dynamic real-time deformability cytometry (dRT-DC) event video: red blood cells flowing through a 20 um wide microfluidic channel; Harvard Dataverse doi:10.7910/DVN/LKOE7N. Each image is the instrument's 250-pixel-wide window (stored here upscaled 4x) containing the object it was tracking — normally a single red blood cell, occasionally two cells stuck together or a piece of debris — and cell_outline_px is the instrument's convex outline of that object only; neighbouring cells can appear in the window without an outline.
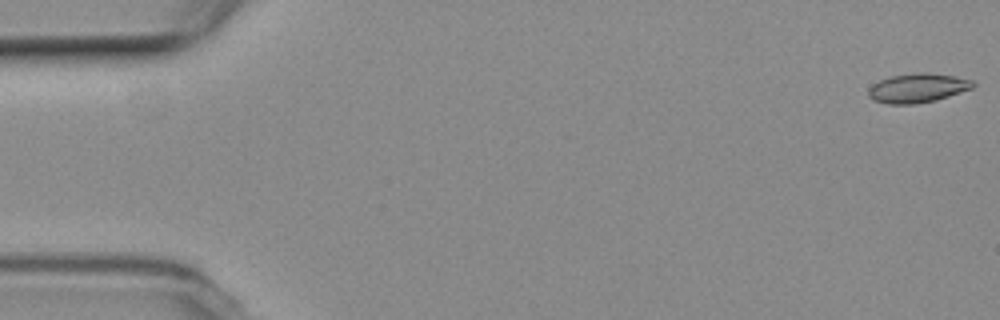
{"species": "common noctule bat (a hibernating species)", "species_latin": "Nyctalus noctula", "temperature_condition": "room temperature", "stored_images_in_passage": 6, "camera_frame_rate_fps": 3000, "um_per_image_px": 0.085, "animal": {"sex": "female", "body_mass_g": 19.3, "forearm_length_mm": 54.1}, "frame": {"image": 1, "passage_image": 1, "time_ms": 0.0, "image_size_px": [1000, 320], "cell_outline_px": [[976, 84], [972, 88], [936, 100], [912, 104], [888, 104], [872, 100], [868, 96], [868, 88], [872, 84], [888, 76], [916, 72], [928, 72], [956, 76], [972, 80]], "centroid_in_image_um": [77.96, 7.47], "position_along_channel_um": 7.0, "area_um2": 17.98}}
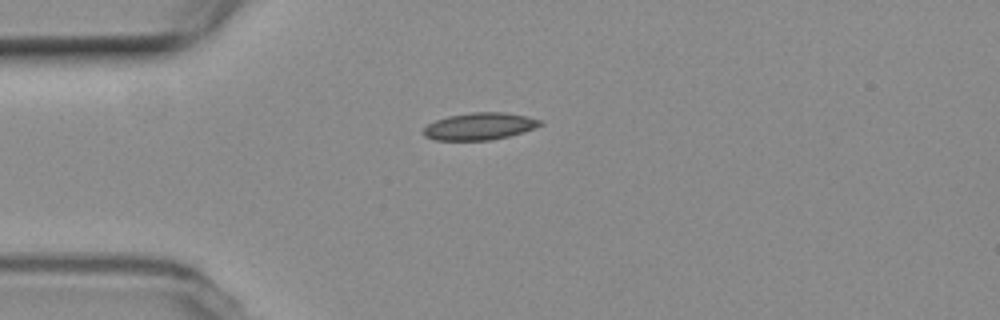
{"frame": {"image": 2, "passage_image": 4, "time_ms": 4.667, "image_size_px": [1000, 320], "cell_outline_px": [[544, 124], [508, 136], [488, 140], [436, 140], [424, 136], [424, 128], [428, 124], [436, 120], [448, 116], [472, 112], [504, 112], [528, 116], [544, 120]], "centroid_in_image_um": [40.78, 10.72], "position_along_channel_um": 44.2, "area_um2": 18.32}}
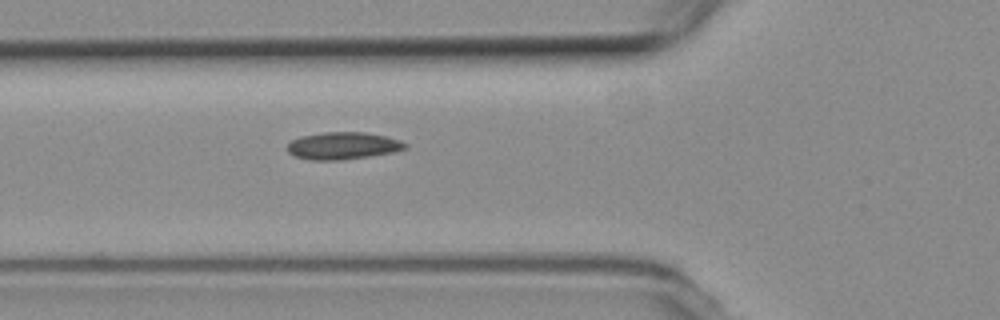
{"frame": {"image": 3, "passage_image": 6, "time_ms": 6.667, "image_size_px": [1000, 320], "cell_outline_px": [[408, 148], [392, 152], [368, 156], [340, 160], [312, 160], [296, 156], [288, 152], [288, 144], [292, 140], [300, 136], [324, 132], [364, 132], [384, 136], [400, 140], [408, 144]], "centroid_in_image_um": [29.16, 12.38], "position_along_channel_um": 96.6, "area_um2": 18.55}}